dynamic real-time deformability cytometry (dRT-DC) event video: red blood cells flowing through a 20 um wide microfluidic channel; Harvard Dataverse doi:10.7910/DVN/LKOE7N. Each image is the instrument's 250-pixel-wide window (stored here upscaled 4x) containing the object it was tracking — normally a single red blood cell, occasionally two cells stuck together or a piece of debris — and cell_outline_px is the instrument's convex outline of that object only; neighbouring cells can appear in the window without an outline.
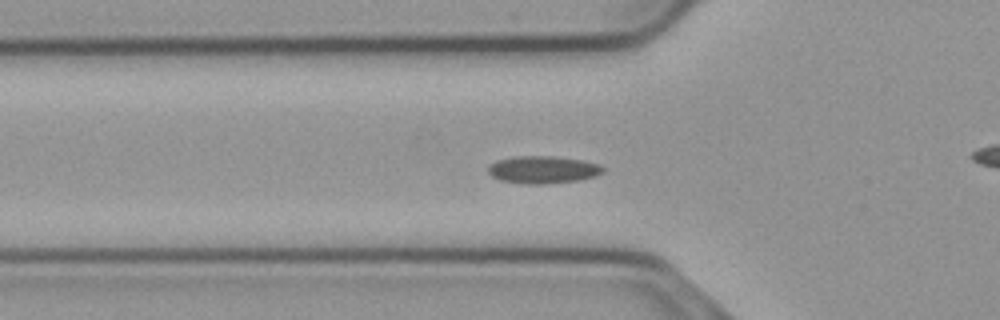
{"species": "common noctule bat (a hibernating species)", "species_latin": "Nyctalus noctula", "temperature_condition": "cold", "stored_images_in_passage": 48, "camera_frame_rate_fps": 3000, "um_per_image_px": 0.085, "animal": {"sex": "male", "body_mass_g": 23.1, "forearm_length_mm": 52.7}, "frame": {"image": 1, "passage_image": 10, "time_ms": 3.0, "image_size_px": [1000, 320], "cell_outline_px": [[604, 172], [596, 176], [580, 180], [544, 184], [528, 184], [500, 180], [492, 176], [488, 172], [488, 168], [496, 160], [512, 156], [552, 156], [580, 160], [600, 164], [604, 168]], "centroid_in_image_um": [46.16, 14.42], "position_along_channel_um": 79.6, "area_um2": 18.38}}
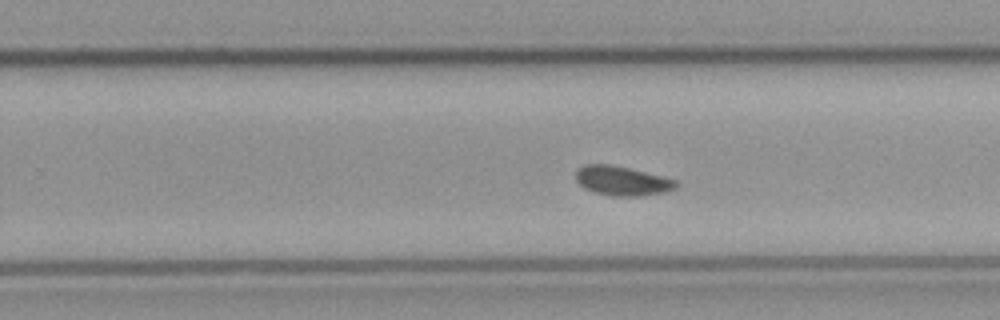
{"frame": {"image": 2, "passage_image": 26, "time_ms": 8.333, "image_size_px": [1000, 320], "cell_outline_px": [[676, 188], [664, 192], [640, 196], [612, 196], [596, 192], [584, 188], [576, 180], [576, 172], [584, 164], [608, 164], [628, 168], [676, 180]], "centroid_in_image_um": [52.85, 15.37], "position_along_channel_um": 276.9, "area_um2": 16.82}}
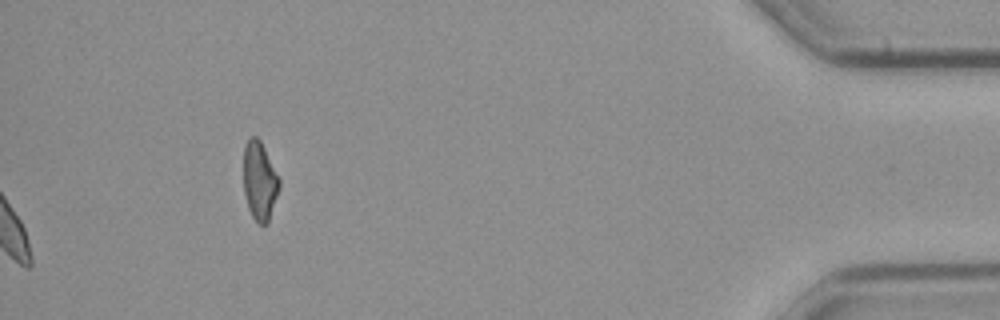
{"frame": {"image": 3, "passage_image": 48, "time_ms": 15.667, "image_size_px": [1000, 320], "cell_outline_px": [[280, 184], [268, 224], [260, 224], [252, 216], [248, 208], [244, 192], [244, 144], [252, 136], [256, 136], [260, 140], [280, 180]], "centroid_in_image_um": [22.06, 15.38], "position_along_channel_um": 413.1, "area_um2": 16.13}, "authors_computed_cell_mechanics": {"area_um2": 16.762, "velocity_mm_per_s": 3.6859, "shape_relaxation_time_tau1_ms": null, "shape_relaxation_time_tau2_ms": 11.2756, "deformation_change_tau1": null, "deformation_change_tau2": 0.1249}}